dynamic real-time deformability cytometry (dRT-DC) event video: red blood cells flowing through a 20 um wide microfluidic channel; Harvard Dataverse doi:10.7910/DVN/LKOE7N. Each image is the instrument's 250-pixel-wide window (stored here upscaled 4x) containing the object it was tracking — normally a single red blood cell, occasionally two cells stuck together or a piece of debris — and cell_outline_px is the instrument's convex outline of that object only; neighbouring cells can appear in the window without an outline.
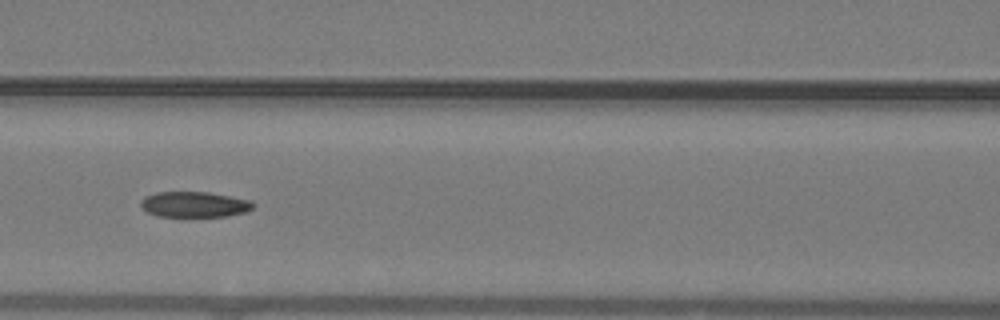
{"species": "common noctule bat (a hibernating species)", "species_latin": "Nyctalus noctula", "temperature_condition": "warm", "stored_images_in_passage": 43, "segment_of_instrument_passage": [2, 2], "camera_frame_rate_fps": 3000, "um_per_image_px": 0.085, "animal": {"sex": "male", "body_mass_g": 19.2, "forearm_length_mm": 51.8}, "frame": {"image": 1, "passage_image": 19, "time_ms": 6.0, "image_size_px": [1000, 320], "cell_outline_px": [[256, 204], [248, 212], [224, 216], [156, 216], [148, 212], [140, 204], [140, 200], [144, 196], [156, 192], [208, 192], [252, 200]], "centroid_in_image_um": [16.54, 17.37], "position_along_channel_um": 150.1, "area_um2": 16.82}}
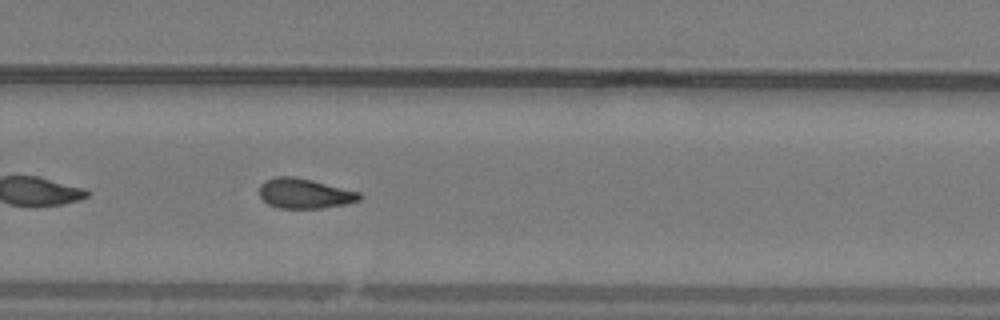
{"frame": {"image": 2, "passage_image": 29, "time_ms": 9.333, "image_size_px": [1000, 320], "cell_outline_px": [[364, 196], [360, 200], [348, 204], [320, 208], [280, 208], [268, 204], [260, 196], [260, 184], [264, 180], [276, 176], [296, 176], [360, 192]], "centroid_in_image_um": [25.91, 16.44], "position_along_channel_um": 303.9, "area_um2": 17.63}}
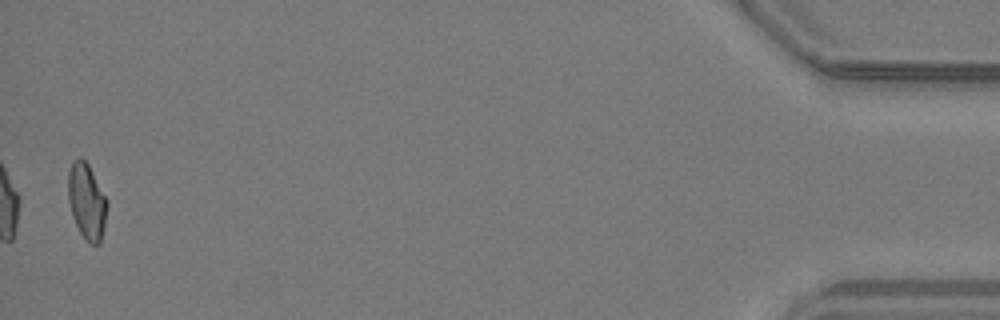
{"frame": {"image": 3, "passage_image": 43, "time_ms": 14.0, "image_size_px": [1000, 320], "cell_outline_px": [[108, 204], [100, 244], [92, 244], [80, 232], [72, 216], [68, 200], [68, 172], [72, 160], [80, 156], [88, 164], [108, 200]], "centroid_in_image_um": [7.36, 17.06], "position_along_channel_um": 427.8, "area_um2": 17.17}}